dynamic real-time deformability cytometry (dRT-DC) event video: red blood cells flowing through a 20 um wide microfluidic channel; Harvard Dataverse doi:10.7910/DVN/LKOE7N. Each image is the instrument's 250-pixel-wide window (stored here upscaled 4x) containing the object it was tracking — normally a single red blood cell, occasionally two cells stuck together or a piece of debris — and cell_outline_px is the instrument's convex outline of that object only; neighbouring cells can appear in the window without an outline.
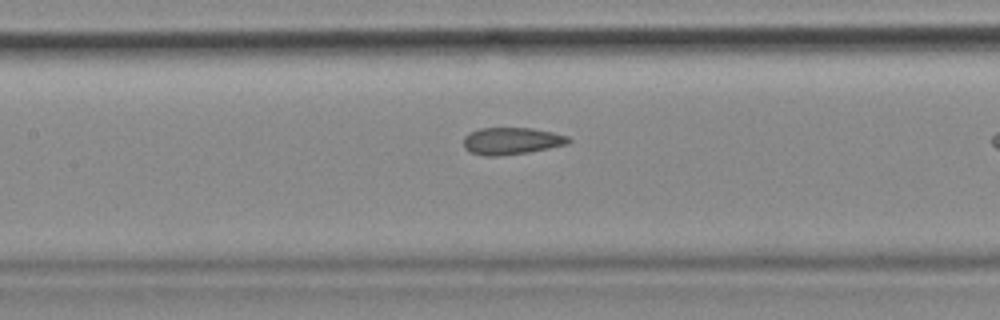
{"species": "common noctule bat (a hibernating species)", "species_latin": "Nyctalus noctula", "temperature_condition": "cold", "stored_images_in_passage": 36, "camera_frame_rate_fps": 3000, "um_per_image_px": 0.085, "animal": {"sex": "female", "body_mass_g": 18.4}, "frame": {"image": 1, "passage_image": 11, "time_ms": 3.333, "image_size_px": [1000, 320], "cell_outline_px": [[572, 140], [568, 144], [528, 152], [496, 156], [484, 156], [468, 152], [464, 148], [464, 136], [480, 128], [532, 128], [552, 132], [568, 136]], "centroid_in_image_um": [43.47, 11.98], "position_along_channel_um": 163.9, "area_um2": 16.53}, "authors_computed_cell_mechanics": {"area_um2": 17.1377, "velocity_mm_per_s": 3.6565, "shape_relaxation_time_tau1_ms": null, "shape_relaxation_time_tau2_ms": 2.1701, "deformation_change_tau1": null, "deformation_change_tau2": 0.0927}}